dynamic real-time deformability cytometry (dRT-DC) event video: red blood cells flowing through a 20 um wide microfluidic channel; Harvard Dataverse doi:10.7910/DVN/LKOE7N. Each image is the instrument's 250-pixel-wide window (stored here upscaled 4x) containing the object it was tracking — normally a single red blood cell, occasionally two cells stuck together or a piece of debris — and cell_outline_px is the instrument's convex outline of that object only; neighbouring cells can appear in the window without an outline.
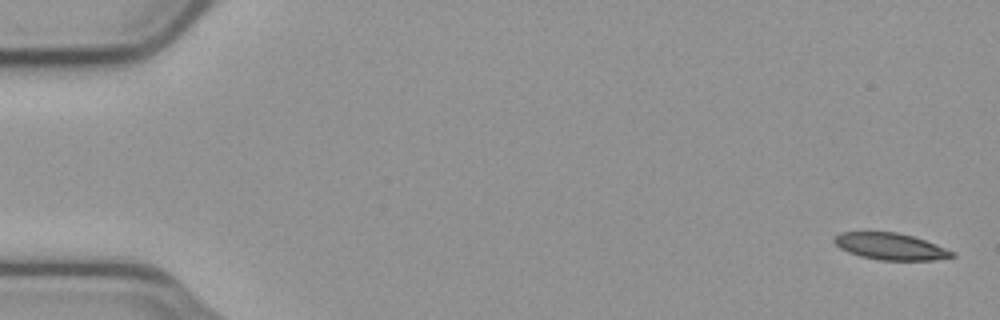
{"species": "common noctule bat (a hibernating species)", "species_latin": "Nyctalus noctula", "temperature_condition": "cold", "stored_images_in_passage": 10, "camera_frame_rate_fps": 3000, "um_per_image_px": 0.085, "animal": {"sex": "male", "body_mass_g": 23.1, "forearm_length_mm": 52.7}, "frame": {"image": 1, "passage_image": 1, "time_ms": 0.0, "image_size_px": [1000, 320], "cell_outline_px": [[956, 256], [936, 260], [880, 260], [860, 256], [848, 252], [840, 248], [832, 240], [840, 232], [864, 228], [896, 232], [912, 236], [936, 244], [956, 252]], "centroid_in_image_um": [75.63, 20.89], "position_along_channel_um": 9.4, "area_um2": 19.13}}